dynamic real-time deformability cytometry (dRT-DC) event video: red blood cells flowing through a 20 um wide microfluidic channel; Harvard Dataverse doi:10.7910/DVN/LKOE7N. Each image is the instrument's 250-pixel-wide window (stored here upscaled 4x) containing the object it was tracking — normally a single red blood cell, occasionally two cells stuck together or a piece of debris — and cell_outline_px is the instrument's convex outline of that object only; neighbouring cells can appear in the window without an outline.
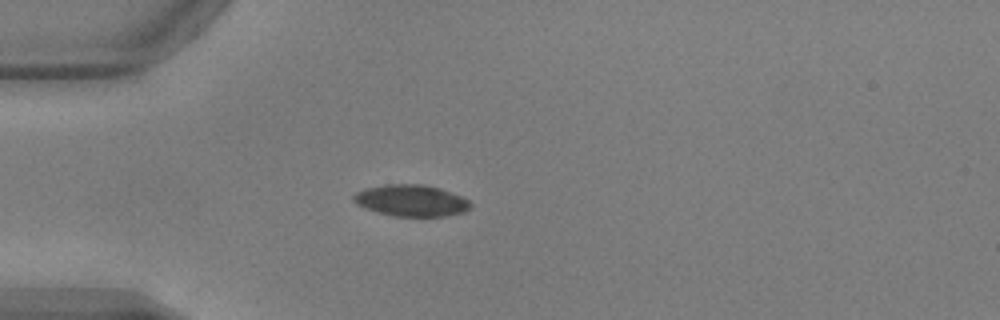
{"species": "common noctule bat (a hibernating species)", "species_latin": "Nyctalus noctula", "temperature_condition": "warm", "stored_images_in_passage": 21, "camera_frame_rate_fps": 3000, "um_per_image_px": 0.085, "animal": {"sex": "male", "body_mass_g": 17.9, "forearm_length_mm": 54.2}, "frame": {"image": 1, "passage_image": 1, "time_ms": 0.0, "image_size_px": [1000, 320], "cell_outline_px": [[472, 208], [464, 212], [444, 216], [396, 216], [380, 212], [356, 204], [352, 200], [352, 196], [356, 192], [364, 188], [384, 184], [424, 184], [440, 188], [460, 196], [468, 200], [472, 204]], "centroid_in_image_um": [34.96, 17.03], "position_along_channel_um": 50.0, "area_um2": 21.44}}
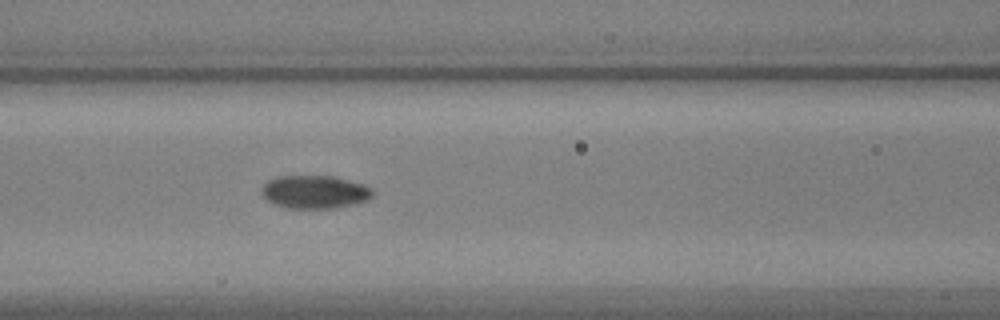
{"frame": {"image": 2, "passage_image": 9, "time_ms": 2.667, "image_size_px": [1000, 320], "cell_outline_px": [[372, 196], [368, 200], [336, 208], [288, 208], [276, 204], [268, 200], [260, 192], [260, 188], [268, 180], [276, 176], [332, 176], [364, 184], [372, 188]], "centroid_in_image_um": [26.74, 16.31], "position_along_channel_um": 139.9, "area_um2": 21.39}}
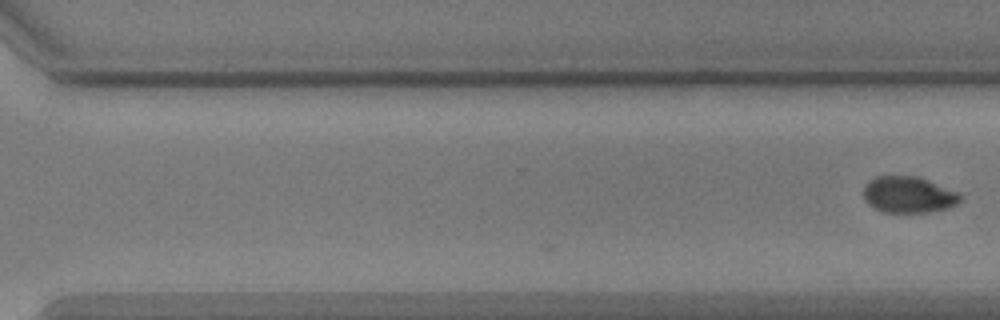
{"frame": {"image": 3, "passage_image": 21, "time_ms": 6.667, "image_size_px": [1000, 320], "cell_outline_px": [[960, 200], [956, 204], [944, 208], [928, 212], [884, 212], [868, 204], [864, 200], [864, 188], [868, 180], [876, 176], [916, 176], [928, 180], [960, 192]], "centroid_in_image_um": [77.2, 16.53], "position_along_channel_um": 293.4, "area_um2": 20.35}}